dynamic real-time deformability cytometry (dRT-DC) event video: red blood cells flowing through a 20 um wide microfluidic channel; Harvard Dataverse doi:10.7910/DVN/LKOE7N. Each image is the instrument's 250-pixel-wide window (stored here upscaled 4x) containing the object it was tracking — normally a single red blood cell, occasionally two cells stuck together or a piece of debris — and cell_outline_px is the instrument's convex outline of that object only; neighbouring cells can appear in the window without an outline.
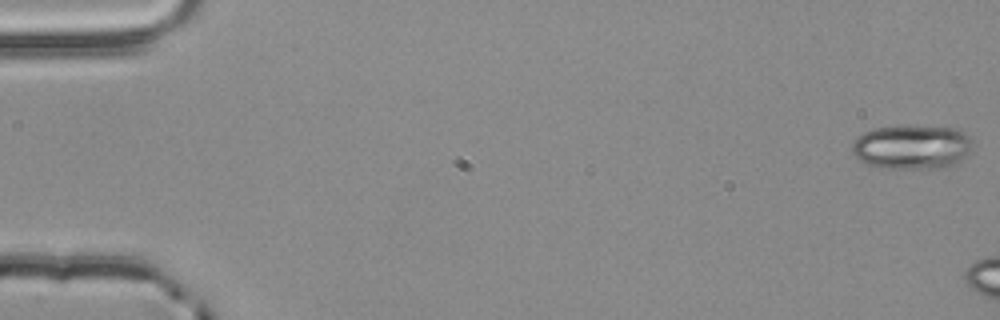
{"species": "common noctule bat (a hibernating species)", "species_latin": "Nyctalus noctula", "temperature_condition": "room temperature", "stored_images_in_passage": 7, "camera_frame_rate_fps": 3000, "um_per_image_px": 0.085, "animal": {"sex": "male", "body_mass_g": 20.4}, "frame": {"image": 1, "passage_image": 1, "time_ms": 0.0, "image_size_px": [1000, 320], "cell_outline_px": [[972, 144], [964, 156], [956, 164], [944, 168], [892, 168], [868, 164], [860, 160], [852, 152], [852, 144], [856, 136], [872, 128], [896, 124], [904, 124], [956, 128], [964, 132], [972, 140]], "centroid_in_image_um": [77.49, 12.45], "position_along_channel_um": 7.5, "area_um2": 31.56}}